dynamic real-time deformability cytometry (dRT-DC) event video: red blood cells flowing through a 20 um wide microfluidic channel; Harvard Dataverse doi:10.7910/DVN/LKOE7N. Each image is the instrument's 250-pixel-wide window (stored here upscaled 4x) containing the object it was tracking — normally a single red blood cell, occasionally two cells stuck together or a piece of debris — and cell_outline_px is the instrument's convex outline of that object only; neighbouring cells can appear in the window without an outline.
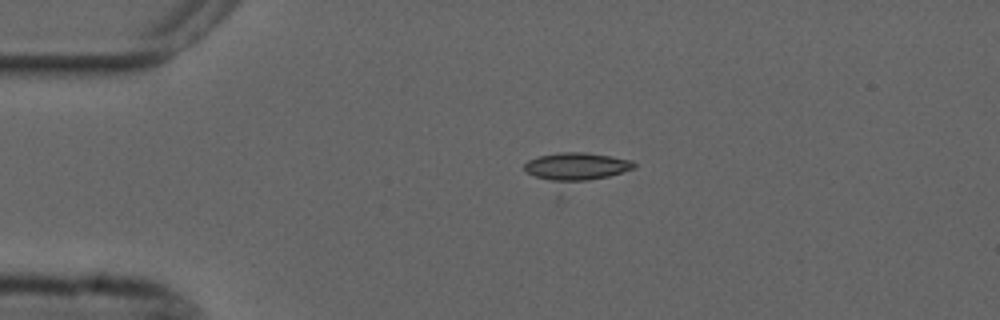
{"species": "common noctule bat (a hibernating species)", "species_latin": "Nyctalus noctula", "temperature_condition": "cold", "stored_images_in_passage": 44, "camera_frame_rate_fps": 3000, "um_per_image_px": 0.085, "animal": {"sex": "male", "forearm_length_mm": 52.5}, "frame": {"image": 1, "passage_image": 1, "time_ms": 0.0, "image_size_px": [1000, 320], "cell_outline_px": [[636, 168], [560, 200], [556, 200], [524, 168], [524, 164], [528, 160], [536, 156], [560, 152], [584, 152], [632, 160], [636, 164]], "centroid_in_image_um": [48.86, 14.56], "position_along_channel_um": 36.1, "area_um2": 23.7}}
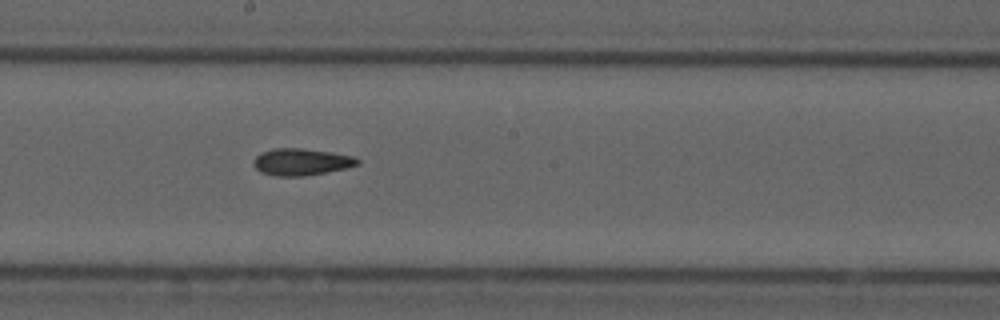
{"frame": {"image": 2, "passage_image": 19, "time_ms": 6.0, "image_size_px": [1000, 320], "cell_outline_px": [[360, 164], [348, 168], [304, 176], [276, 176], [260, 172], [252, 164], [252, 160], [260, 152], [276, 148], [300, 148], [332, 152], [352, 156], [360, 160]], "centroid_in_image_um": [25.6, 13.76], "position_along_channel_um": 222.6, "area_um2": 16.42}}
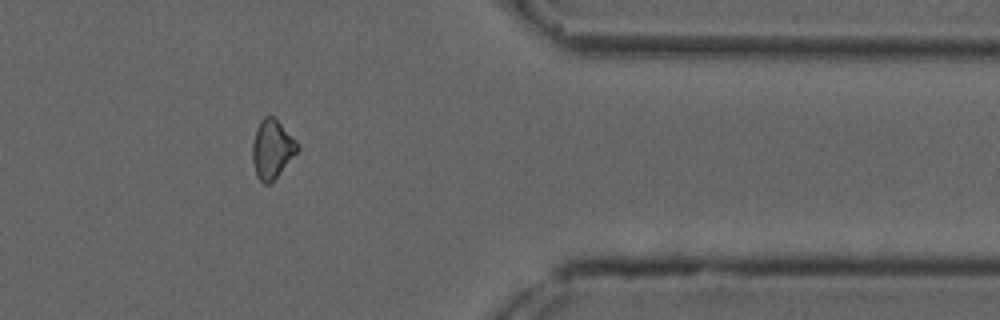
{"frame": {"image": 3, "passage_image": 34, "time_ms": 11.0, "image_size_px": [1000, 320], "cell_outline_px": [[300, 148], [276, 176], [268, 184], [264, 184], [256, 176], [252, 160], [252, 144], [256, 128], [260, 120], [264, 116], [272, 116], [296, 140]], "centroid_in_image_um": [23.09, 12.66], "position_along_channel_um": 388.3, "area_um2": 15.09}, "authors_computed_cell_mechanics": {"area_um2": 15.7216, "velocity_mm_per_s": 3.7078, "shape_relaxation_time_tau1_ms": null, "shape_relaxation_time_tau2_ms": 9.5438, "deformation_change_tau1": null, "deformation_change_tau2": 0.1577}}